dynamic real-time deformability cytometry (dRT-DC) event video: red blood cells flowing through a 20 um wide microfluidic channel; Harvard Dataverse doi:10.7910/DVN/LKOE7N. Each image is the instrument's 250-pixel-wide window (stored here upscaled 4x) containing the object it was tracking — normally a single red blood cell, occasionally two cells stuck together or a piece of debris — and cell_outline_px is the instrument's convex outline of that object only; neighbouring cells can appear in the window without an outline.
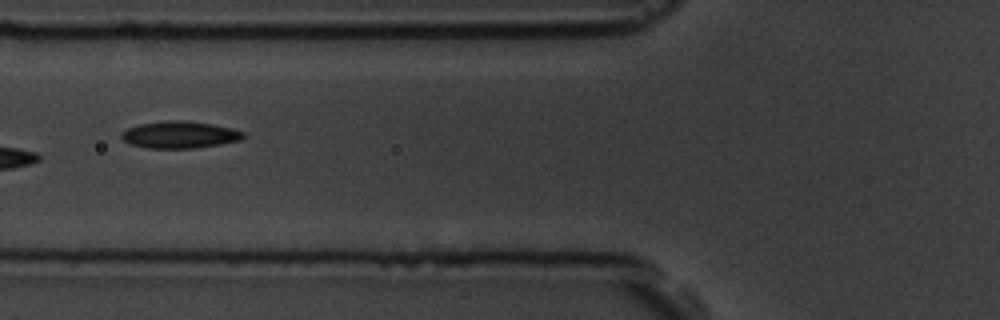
{"species": "common noctule bat (a hibernating species)", "species_latin": "Nyctalus noctula", "temperature_condition": "room temperature", "stored_images_in_passage": 10, "camera_frame_rate_fps": 3000, "um_per_image_px": 0.085, "animal": {"sex": "male", "body_mass_g": 19.5, "forearm_length_mm": 54.6}, "frame": {"image": 1, "passage_image": 6, "time_ms": 6.667, "image_size_px": [1000, 320], "cell_outline_px": [[244, 136], [240, 140], [220, 144], [196, 148], [148, 148], [128, 144], [120, 136], [120, 132], [128, 128], [140, 124], [164, 120], [184, 120], [212, 124], [232, 128], [244, 132]], "centroid_in_image_um": [15.24, 11.45], "position_along_channel_um": 110.6, "area_um2": 19.25}}
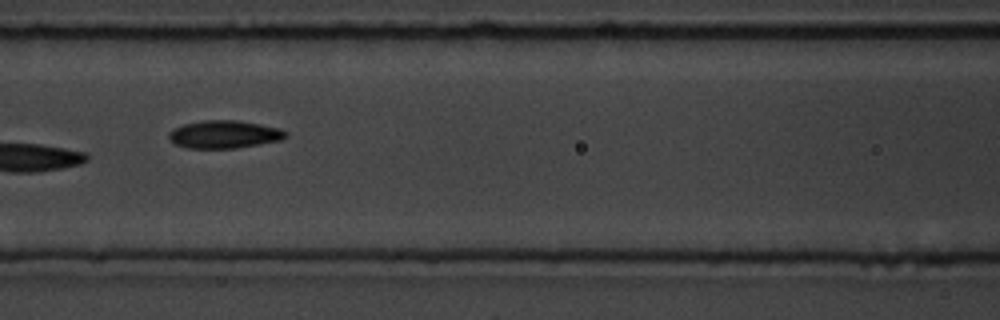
{"frame": {"image": 2, "passage_image": 7, "time_ms": 7.667, "image_size_px": [1000, 320], "cell_outline_px": [[288, 136], [280, 140], [236, 148], [188, 148], [176, 144], [168, 136], [168, 132], [172, 128], [184, 124], [204, 120], [236, 120], [260, 124], [280, 128], [288, 132]], "centroid_in_image_um": [19.07, 11.41], "position_along_channel_um": 147.5, "area_um2": 18.9}}